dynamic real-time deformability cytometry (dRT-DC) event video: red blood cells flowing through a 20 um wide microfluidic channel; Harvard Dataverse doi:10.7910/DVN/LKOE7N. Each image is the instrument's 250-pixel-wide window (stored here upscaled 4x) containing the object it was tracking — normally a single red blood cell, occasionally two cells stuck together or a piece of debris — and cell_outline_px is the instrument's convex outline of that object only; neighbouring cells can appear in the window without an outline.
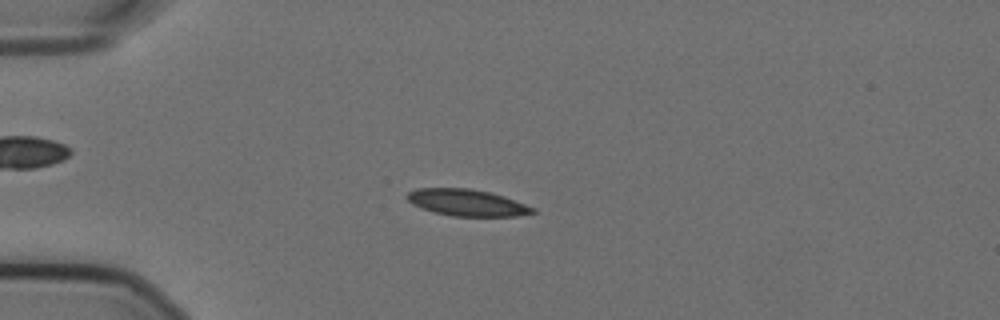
{"species": "Egyptian fruit bat (a non-hibernating species)", "species_latin": "Rousettus aegyptiacus", "temperature_condition": "cold", "stored_images_in_passage": 57, "camera_frame_rate_fps": 3000, "um_per_image_px": 0.085, "animal": {"sex": "female"}, "frame": {"image": 1, "passage_image": 15, "time_ms": 4.667, "image_size_px": [1000, 320], "cell_outline_px": [[536, 212], [516, 216], [452, 216], [432, 212], [420, 208], [412, 204], [404, 196], [408, 192], [416, 188], [468, 188], [488, 192], [504, 196], [536, 208]], "centroid_in_image_um": [39.65, 17.22], "position_along_channel_um": 45.3, "area_um2": 19.59}}
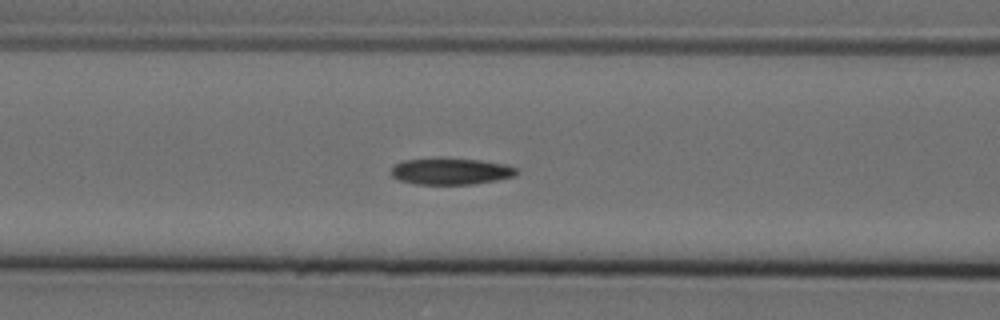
{"frame": {"image": 2, "passage_image": 24, "time_ms": 7.667, "image_size_px": [1000, 320], "cell_outline_px": [[520, 172], [512, 176], [496, 180], [472, 184], [416, 184], [400, 180], [392, 176], [392, 168], [396, 164], [404, 160], [480, 160], [508, 164], [516, 168]], "centroid_in_image_um": [38.38, 14.59], "position_along_channel_um": 128.2, "area_um2": 18.67}}
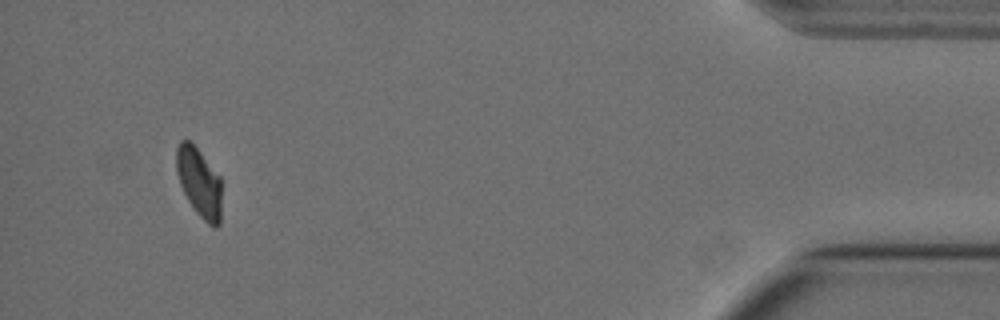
{"frame": {"image": 3, "passage_image": 54, "time_ms": 17.667, "image_size_px": [1000, 320], "cell_outline_px": [[220, 224], [216, 228], [212, 228], [196, 212], [188, 200], [180, 184], [176, 172], [176, 148], [180, 140], [188, 140], [196, 148], [220, 176]], "centroid_in_image_um": [16.92, 15.52], "position_along_channel_um": 418.3, "area_um2": 18.03}, "authors_computed_cell_mechanics": {"area_um2": 19.1896, "velocity_mm_per_s": 3.5677, "shape_relaxation_time_tau1_ms": null, "shape_relaxation_time_tau2_ms": 10.8485, "deformation_change_tau1": null, "deformation_change_tau2": 0.1294}}